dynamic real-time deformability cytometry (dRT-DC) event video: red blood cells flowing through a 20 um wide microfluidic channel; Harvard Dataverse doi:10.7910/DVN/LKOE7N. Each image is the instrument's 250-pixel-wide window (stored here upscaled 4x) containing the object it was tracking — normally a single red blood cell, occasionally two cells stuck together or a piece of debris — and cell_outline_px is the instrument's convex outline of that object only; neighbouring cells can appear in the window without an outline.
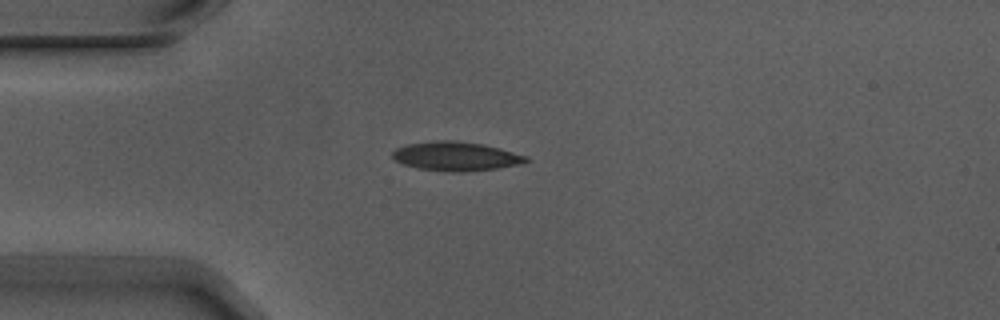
{"species": "Egyptian fruit bat (a non-hibernating species)", "species_latin": "Rousettus aegyptiacus", "temperature_condition": "warm", "stored_images_in_passage": 4, "camera_frame_rate_fps": 3000, "um_per_image_px": 0.085, "animal": {"sex": "male"}, "frame": {"image": 1, "passage_image": 1, "time_ms": 0.0, "image_size_px": [1000, 320], "cell_outline_px": [[528, 160], [516, 164], [496, 168], [464, 172], [452, 172], [416, 168], [404, 164], [396, 160], [392, 156], [392, 152], [396, 148], [408, 144], [440, 140], [452, 140], [480, 144], [528, 156]], "centroid_in_image_um": [38.69, 13.29], "position_along_channel_um": 46.3, "area_um2": 22.08}}
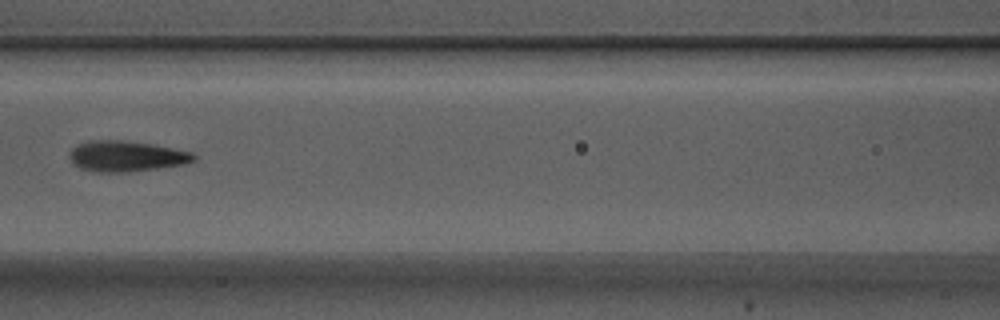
{"frame": {"image": 2, "passage_image": 4, "time_ms": 1.0, "image_size_px": [1000, 320], "cell_outline_px": [[196, 160], [184, 164], [128, 172], [96, 172], [80, 168], [72, 164], [68, 156], [72, 148], [80, 144], [92, 140], [120, 140], [152, 144], [192, 152], [196, 156]], "centroid_in_image_um": [10.71, 13.28], "position_along_channel_um": 155.9, "area_um2": 22.14}}